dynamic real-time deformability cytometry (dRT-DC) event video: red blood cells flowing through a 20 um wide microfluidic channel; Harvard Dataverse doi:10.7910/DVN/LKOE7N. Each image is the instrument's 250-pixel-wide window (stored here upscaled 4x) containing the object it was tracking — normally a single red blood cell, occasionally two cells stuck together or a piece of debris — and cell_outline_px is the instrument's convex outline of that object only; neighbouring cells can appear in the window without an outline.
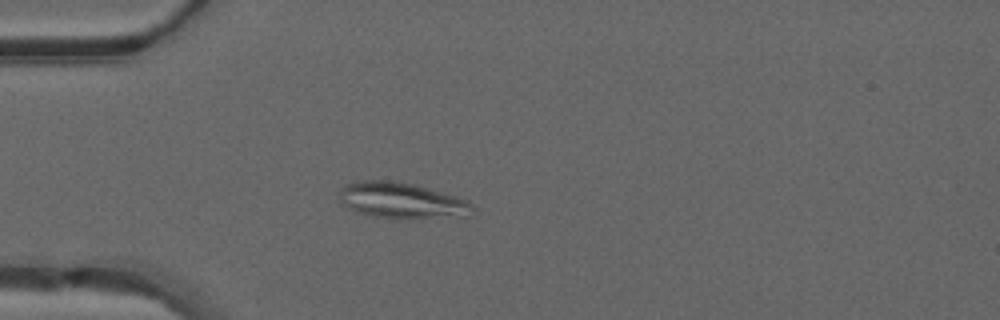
{"species": "common noctule bat (a hibernating species)", "species_latin": "Nyctalus noctula", "temperature_condition": "warm", "stored_images_in_passage": 44, "camera_frame_rate_fps": 3000, "um_per_image_px": 0.085, "animal": {"sex": "male", "forearm_length_mm": 52.5}, "frame": {"image": 1, "passage_image": 9, "time_ms": 2.667, "image_size_px": [1000, 320], "cell_outline_px": [[472, 208], [468, 216], [408, 220], [392, 220], [372, 216], [356, 212], [340, 204], [340, 188], [344, 184], [364, 180], [396, 180], [412, 184], [456, 196], [468, 200], [472, 204]], "centroid_in_image_um": [34.1, 17.07], "position_along_channel_um": 50.9, "area_um2": 28.61}}
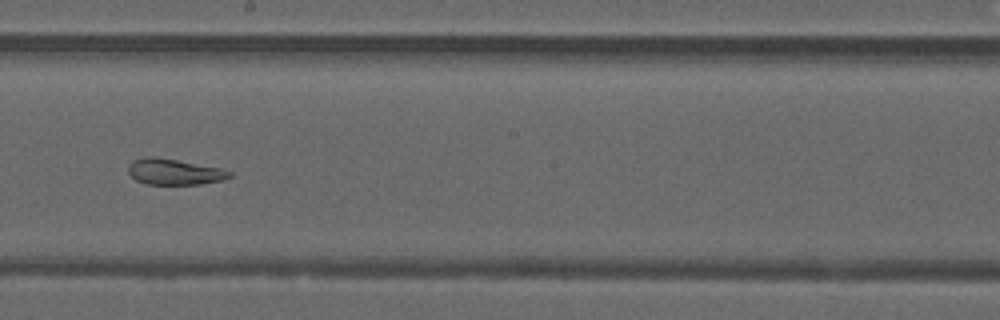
{"frame": {"image": 2, "passage_image": 23, "time_ms": 7.333, "image_size_px": [1000, 320], "cell_outline_px": [[232, 176], [224, 180], [200, 184], [148, 184], [136, 180], [128, 172], [128, 164], [132, 160], [144, 156], [152, 156], [176, 160], [220, 168], [232, 172]], "centroid_in_image_um": [14.8, 14.6], "position_along_channel_um": 233.4, "area_um2": 15.26}}
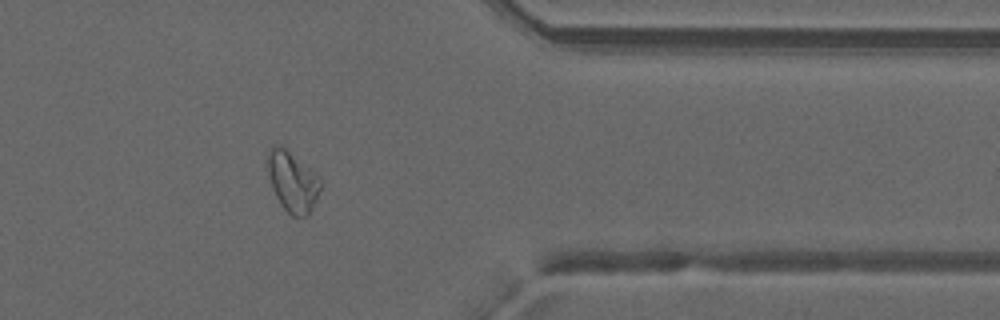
{"frame": {"image": 3, "passage_image": 35, "time_ms": 11.333, "image_size_px": [1000, 320], "cell_outline_px": [[320, 188], [316, 200], [308, 216], [292, 216], [280, 204], [272, 188], [268, 172], [268, 152], [272, 144], [280, 144], [320, 176]], "centroid_in_image_um": [24.86, 15.42], "position_along_channel_um": 386.5, "area_um2": 18.5}, "authors_computed_cell_mechanics": {"area_um2": 19.7676, "velocity_mm_per_s": 4.1899, "shape_relaxation_time_tau1_ms": null, "shape_relaxation_time_tau2_ms": 1.7753, "deformation_change_tau1": null, "deformation_change_tau2": 0.0918}}